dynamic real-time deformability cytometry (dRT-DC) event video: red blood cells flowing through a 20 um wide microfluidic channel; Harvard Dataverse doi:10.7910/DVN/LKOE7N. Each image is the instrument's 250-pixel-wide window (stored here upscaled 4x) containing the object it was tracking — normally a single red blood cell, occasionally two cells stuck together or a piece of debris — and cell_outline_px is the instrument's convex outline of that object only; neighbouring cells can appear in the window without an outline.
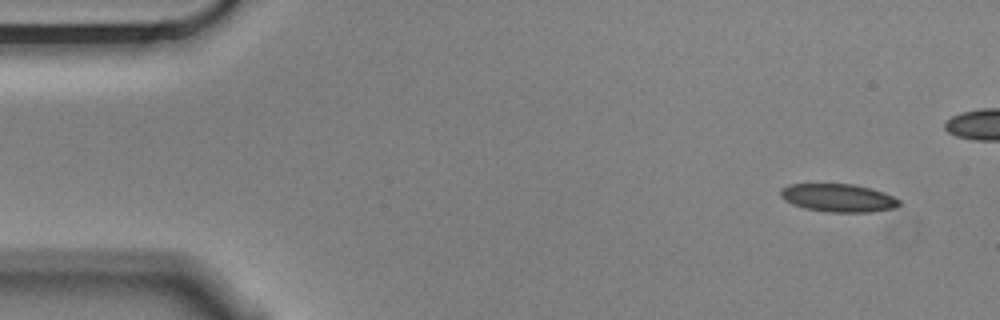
{"species": "Egyptian fruit bat (a non-hibernating species)", "species_latin": "Rousettus aegyptiacus", "temperature_condition": "cold", "stored_images_in_passage": 6, "camera_frame_rate_fps": 3000, "um_per_image_px": 0.085, "animal": {"sex": "male"}, "frame": {"image": 1, "passage_image": 1, "time_ms": 0.0, "image_size_px": [1000, 320], "cell_outline_px": [[900, 204], [896, 208], [872, 212], [828, 212], [804, 208], [792, 204], [784, 200], [780, 196], [780, 188], [792, 184], [852, 184], [872, 188], [884, 192], [900, 200]], "centroid_in_image_um": [71.26, 16.82], "position_along_channel_um": 13.7, "area_um2": 19.54}}
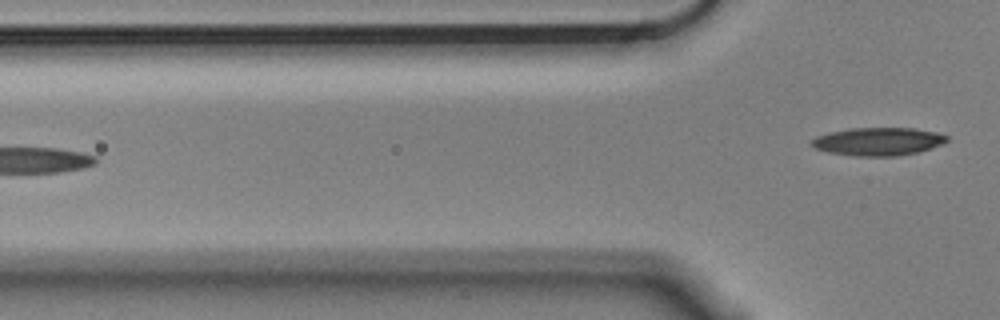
{"frame": {"image": 2, "passage_image": 6, "time_ms": 1.667, "image_size_px": [1000, 320], "cell_outline_px": [[948, 140], [944, 144], [916, 152], [900, 156], [852, 156], [828, 152], [812, 148], [812, 140], [816, 136], [832, 132], [852, 128], [912, 128], [936, 132], [948, 136]], "centroid_in_image_um": [74.65, 12.03], "position_along_channel_um": 51.2, "area_um2": 22.08}}